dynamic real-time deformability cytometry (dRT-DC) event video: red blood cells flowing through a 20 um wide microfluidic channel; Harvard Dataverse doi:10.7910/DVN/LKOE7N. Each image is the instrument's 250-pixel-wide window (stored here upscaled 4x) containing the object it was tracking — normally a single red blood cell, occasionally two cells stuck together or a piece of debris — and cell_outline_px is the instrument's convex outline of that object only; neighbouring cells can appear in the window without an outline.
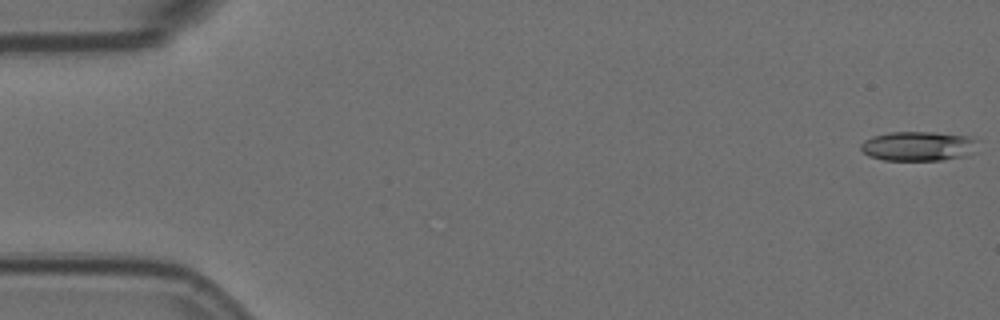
{"species": "Egyptian fruit bat (a non-hibernating species)", "species_latin": "Rousettus aegyptiacus", "temperature_condition": "room temperature", "stored_images_in_passage": 10, "camera_frame_rate_fps": 3000, "um_per_image_px": 0.085, "animal": {"sex": "female"}, "frame": {"image": 1, "passage_image": 1, "time_ms": 0.0, "image_size_px": [1000, 320], "cell_outline_px": [[980, 140], [976, 152], [964, 156], [944, 160], [884, 160], [868, 156], [860, 148], [860, 144], [864, 140], [872, 136], [888, 132], [932, 132], [972, 136]], "centroid_in_image_um": [78.11, 12.41], "position_along_channel_um": 6.9, "area_um2": 20.58}}